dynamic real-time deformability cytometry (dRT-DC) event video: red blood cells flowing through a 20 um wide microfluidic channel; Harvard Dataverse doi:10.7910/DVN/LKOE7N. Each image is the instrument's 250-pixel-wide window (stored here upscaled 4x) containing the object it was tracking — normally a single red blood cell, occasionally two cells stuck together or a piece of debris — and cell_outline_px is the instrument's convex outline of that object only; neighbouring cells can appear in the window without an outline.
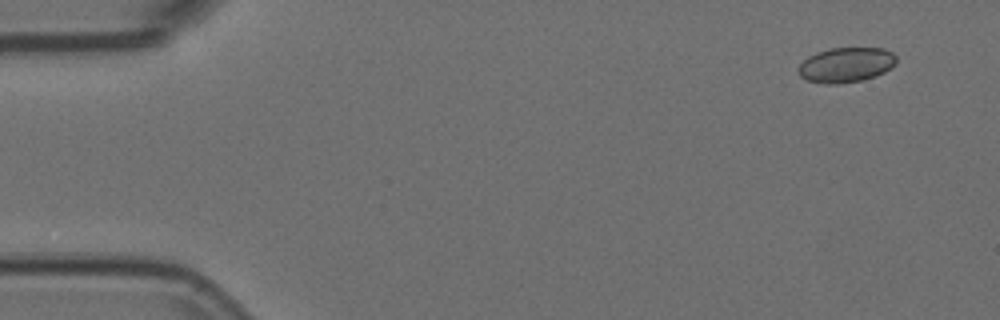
{"species": "Egyptian fruit bat (a non-hibernating species)", "species_latin": "Rousettus aegyptiacus", "temperature_condition": "room temperature", "stored_images_in_passage": 52, "camera_frame_rate_fps": 3000, "um_per_image_px": 0.085, "animal": {"sex": "female"}, "frame": {"image": 1, "passage_image": 1, "time_ms": 0.0, "image_size_px": [1000, 320], "cell_outline_px": [[896, 64], [884, 72], [876, 76], [864, 80], [836, 84], [828, 84], [808, 80], [800, 76], [800, 64], [808, 56], [816, 52], [828, 48], [884, 48], [892, 52], [896, 56]], "centroid_in_image_um": [71.95, 5.5], "position_along_channel_um": 13.1, "area_um2": 19.94}}
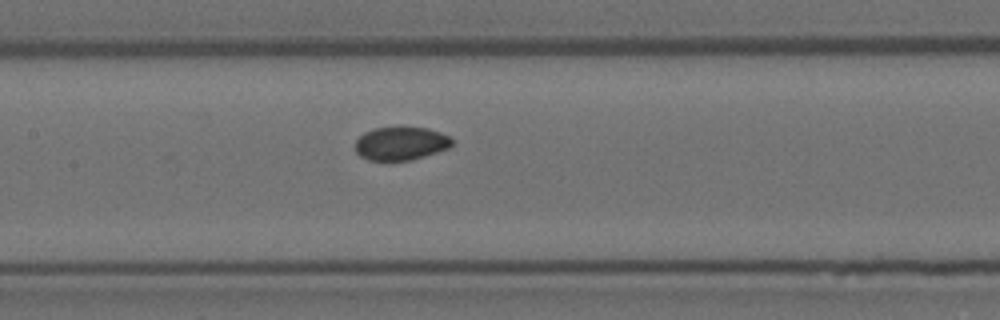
{"frame": {"image": 2, "passage_image": 23, "time_ms": 7.333, "image_size_px": [1000, 320], "cell_outline_px": [[452, 144], [448, 148], [412, 160], [368, 160], [360, 156], [356, 152], [356, 140], [364, 132], [376, 128], [400, 124], [428, 128], [440, 132], [448, 136], [452, 140]], "centroid_in_image_um": [34.06, 12.15], "position_along_channel_um": 173.3, "area_um2": 19.25}}
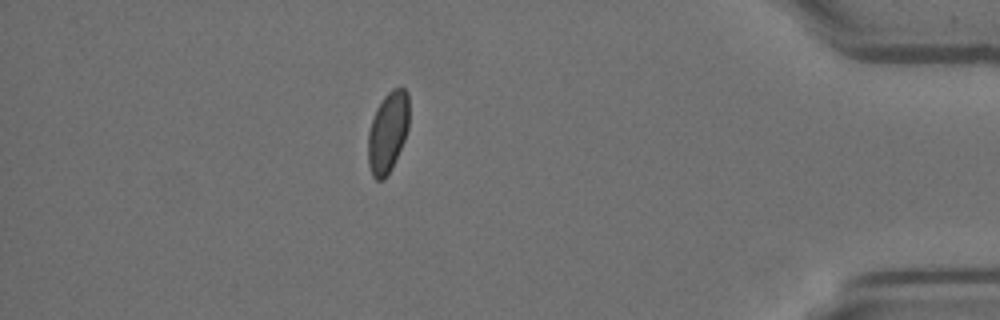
{"frame": {"image": 3, "passage_image": 45, "time_ms": 14.667, "image_size_px": [1000, 320], "cell_outline_px": [[408, 128], [404, 140], [392, 168], [384, 180], [376, 180], [372, 176], [368, 164], [368, 132], [376, 108], [384, 96], [392, 88], [404, 88], [408, 92]], "centroid_in_image_um": [32.95, 11.25], "position_along_channel_um": 402.2, "area_um2": 19.36}}